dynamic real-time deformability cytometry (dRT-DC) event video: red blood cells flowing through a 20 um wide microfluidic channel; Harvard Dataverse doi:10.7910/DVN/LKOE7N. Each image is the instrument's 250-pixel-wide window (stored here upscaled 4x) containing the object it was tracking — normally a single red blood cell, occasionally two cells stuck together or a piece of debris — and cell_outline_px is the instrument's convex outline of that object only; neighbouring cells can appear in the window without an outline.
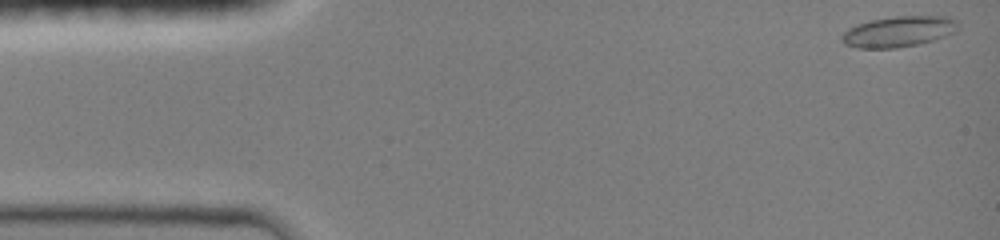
{"species": "common noctule bat (a hibernating species)", "species_latin": "Nyctalus noctula", "temperature_condition": "room temperature", "stored_images_in_passage": 26, "camera_frame_rate_fps": 3000, "um_per_image_px": 0.085, "animal": {"sex": "female", "body_mass_g": 19.0, "forearm_length_mm": 51.5}, "frame": {"image": 1, "passage_image": 1, "time_ms": 0.0, "image_size_px": [1000, 240], "cell_outline_px": [[960, 28], [956, 32], [920, 44], [896, 48], [856, 48], [844, 44], [840, 40], [840, 36], [848, 28], [856, 24], [872, 20], [896, 16], [948, 16], [956, 20], [960, 24]], "centroid_in_image_um": [76.39, 2.68], "position_along_channel_um": 8.6, "area_um2": 21.1}}
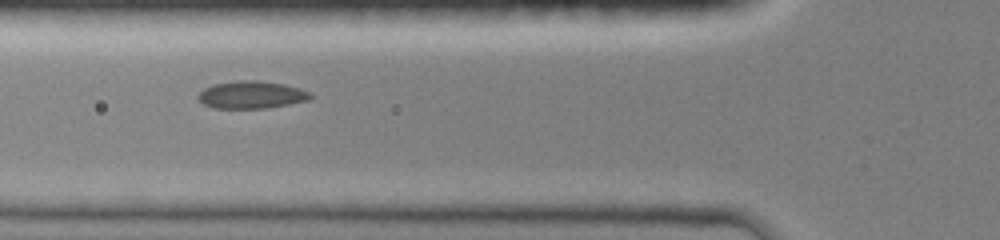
{"frame": {"image": 2, "passage_image": 16, "time_ms": 5.0, "image_size_px": [1000, 240], "cell_outline_px": [[312, 96], [308, 100], [288, 104], [264, 108], [212, 108], [204, 104], [196, 96], [204, 88], [212, 84], [236, 80], [256, 80], [284, 84], [300, 88], [312, 92]], "centroid_in_image_um": [21.36, 8.04], "position_along_channel_um": 104.4, "area_um2": 18.03}}
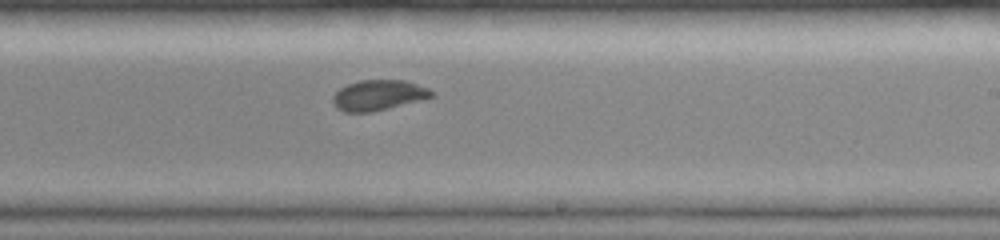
{"frame": {"image": 3, "passage_image": 26, "time_ms": 8.667, "image_size_px": [1000, 240], "cell_outline_px": [[436, 92], [432, 96], [368, 112], [344, 112], [336, 108], [332, 100], [332, 96], [340, 88], [348, 84], [360, 80], [404, 80], [428, 88]], "centroid_in_image_um": [32.1, 8.07], "position_along_channel_um": 256.9, "area_um2": 16.99}}